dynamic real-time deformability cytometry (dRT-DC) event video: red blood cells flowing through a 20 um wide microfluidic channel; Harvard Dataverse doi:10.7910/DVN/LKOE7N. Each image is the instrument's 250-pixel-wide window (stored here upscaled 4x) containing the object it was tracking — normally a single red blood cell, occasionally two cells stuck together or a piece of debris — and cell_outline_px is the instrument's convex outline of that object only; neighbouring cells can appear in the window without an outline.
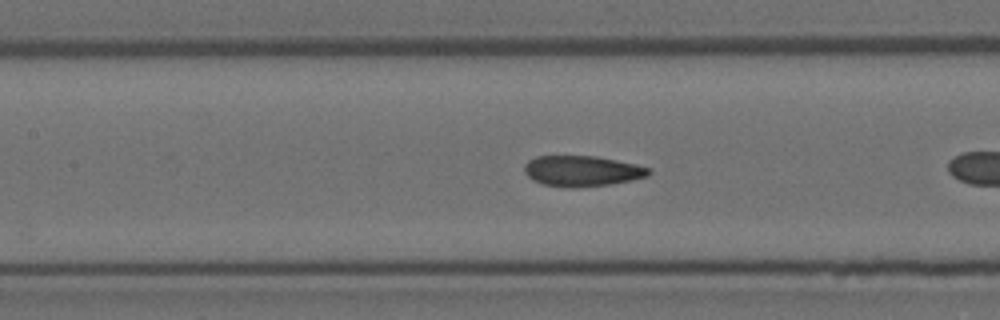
{"species": "Egyptian fruit bat (a non-hibernating species)", "species_latin": "Rousettus aegyptiacus", "temperature_condition": "room temperature", "stored_images_in_passage": 26, "camera_frame_rate_fps": 3000, "um_per_image_px": 0.085, "animal": {"sex": "female"}, "frame": {"image": 1, "passage_image": 14, "time_ms": 4.333, "image_size_px": [1000, 320], "cell_outline_px": [[652, 172], [648, 176], [632, 180], [608, 184], [572, 188], [544, 184], [532, 180], [524, 172], [524, 164], [528, 160], [536, 156], [596, 156], [636, 164], [652, 168]], "centroid_in_image_um": [49.48, 14.53], "position_along_channel_um": 157.9, "area_um2": 22.25}}
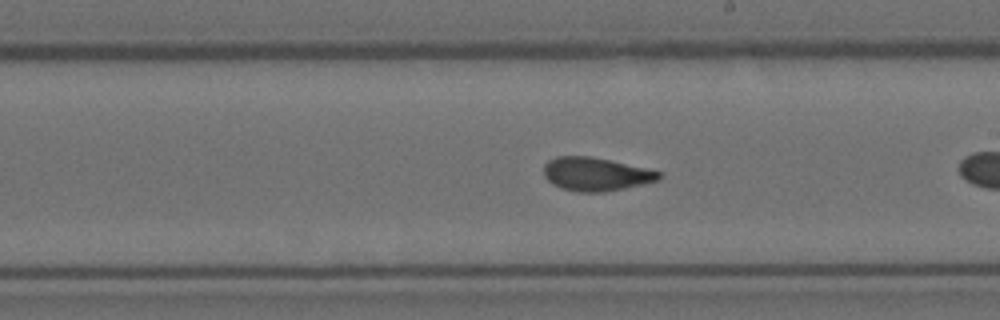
{"frame": {"image": 2, "passage_image": 20, "time_ms": 6.333, "image_size_px": [1000, 320], "cell_outline_px": [[664, 176], [660, 180], [644, 184], [604, 192], [576, 192], [560, 188], [552, 184], [544, 176], [544, 164], [548, 160], [556, 156], [592, 156], [648, 168], [660, 172]], "centroid_in_image_um": [50.66, 14.8], "position_along_channel_um": 238.3, "area_um2": 22.77}}
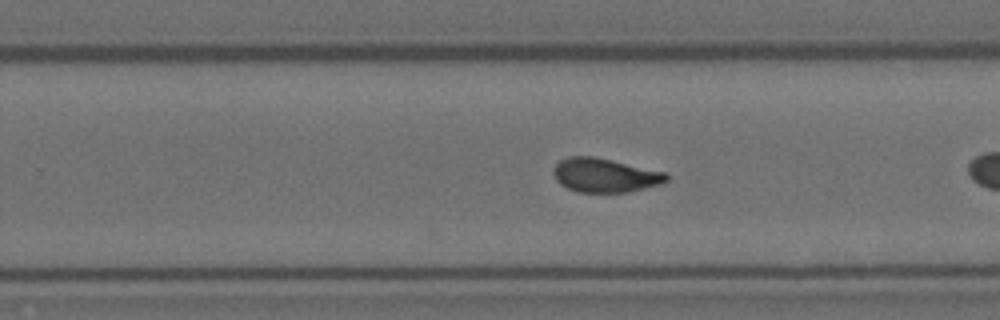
{"frame": {"image": 3, "passage_image": 23, "time_ms": 7.333, "image_size_px": [1000, 320], "cell_outline_px": [[668, 180], [660, 184], [628, 192], [576, 192], [560, 184], [556, 180], [552, 172], [552, 168], [560, 160], [568, 156], [592, 156], [612, 160], [664, 172], [668, 176]], "centroid_in_image_um": [51.36, 14.89], "position_along_channel_um": 278.4, "area_um2": 22.31}}